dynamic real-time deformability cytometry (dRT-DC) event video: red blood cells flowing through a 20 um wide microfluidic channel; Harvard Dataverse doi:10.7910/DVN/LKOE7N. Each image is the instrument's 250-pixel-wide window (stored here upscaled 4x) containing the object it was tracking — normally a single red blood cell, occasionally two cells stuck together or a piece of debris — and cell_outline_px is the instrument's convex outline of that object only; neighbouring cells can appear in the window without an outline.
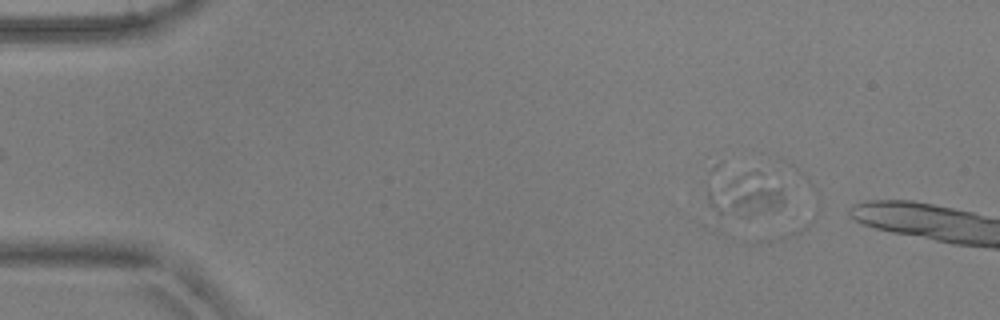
{"species": "common noctule bat (a hibernating species)", "species_latin": "Nyctalus noctula", "temperature_condition": "warm", "stored_images_in_passage": 8, "camera_frame_rate_fps": 3000, "um_per_image_px": 0.085, "animal": {"sex": "male", "body_mass_g": 17.9, "forearm_length_mm": 54.2}, "frame": {"image": 1, "passage_image": 7, "time_ms": 2.0, "image_size_px": [1000, 320], "cell_outline_px": [[784, 204], [776, 208], [748, 216], [744, 216], [716, 212], [708, 204], [708, 184], [712, 168], [716, 164], [720, 164], [756, 168], [780, 188], [784, 196]], "centroid_in_image_um": [63.08, 16.24], "position_along_channel_um": 21.9, "area_um2": 22.14}}